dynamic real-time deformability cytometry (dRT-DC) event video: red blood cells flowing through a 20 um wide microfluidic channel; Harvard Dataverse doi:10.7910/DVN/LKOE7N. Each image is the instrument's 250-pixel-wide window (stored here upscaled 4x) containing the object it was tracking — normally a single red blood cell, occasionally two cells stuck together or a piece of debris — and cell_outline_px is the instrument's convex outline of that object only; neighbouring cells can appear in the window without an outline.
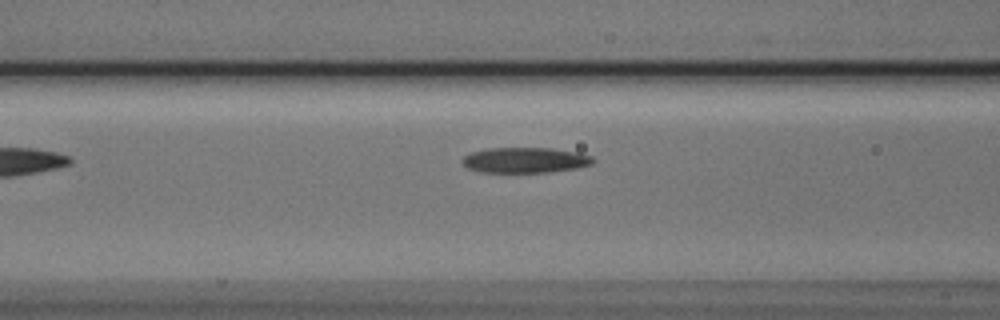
{"species": "Egyptian fruit bat (a non-hibernating species)", "species_latin": "Rousettus aegyptiacus", "temperature_condition": "cold", "stored_images_in_passage": 6, "camera_frame_rate_fps": 3000, "um_per_image_px": 0.085, "animal": {"sex": "male"}, "frame": {"image": 1, "passage_image": 6, "time_ms": 1.667, "image_size_px": [1000, 320], "cell_outline_px": [[596, 160], [592, 164], [576, 168], [548, 172], [480, 172], [468, 168], [460, 160], [464, 156], [472, 152], [488, 148], [552, 148], [576, 152], [592, 156]], "centroid_in_image_um": [44.64, 13.61], "position_along_channel_um": 122.0, "area_um2": 19.36}}